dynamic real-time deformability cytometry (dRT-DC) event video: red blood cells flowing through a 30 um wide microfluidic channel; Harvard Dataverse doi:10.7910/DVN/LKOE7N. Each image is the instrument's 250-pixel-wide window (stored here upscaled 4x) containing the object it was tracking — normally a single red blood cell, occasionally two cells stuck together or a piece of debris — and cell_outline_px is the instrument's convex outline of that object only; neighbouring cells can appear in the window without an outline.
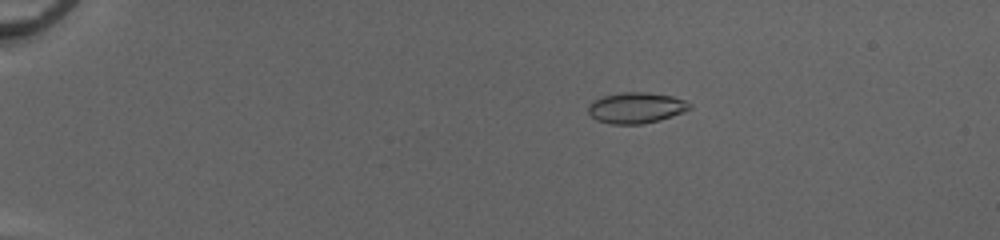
{"species": "common noctule bat (a hibernating species)", "species_latin": "Nyctalus noctula", "temperature_condition": "cold", "stored_images_in_passage": 53, "camera_frame_rate_fps": 3000, "um_per_image_px": 0.085, "animal": {"sex": "female", "body_mass_g": 20.0, "forearm_length_mm": 54.0}, "frame": {"image": 1, "passage_image": 12, "time_ms": 3.667, "image_size_px": [1000, 240], "cell_outline_px": [[692, 108], [684, 112], [660, 120], [644, 124], [612, 124], [596, 120], [588, 112], [588, 104], [592, 100], [600, 96], [624, 92], [644, 92], [672, 96], [684, 100], [692, 104]], "centroid_in_image_um": [54.06, 9.16], "position_along_channel_um": 30.9, "area_um2": 18.44}}
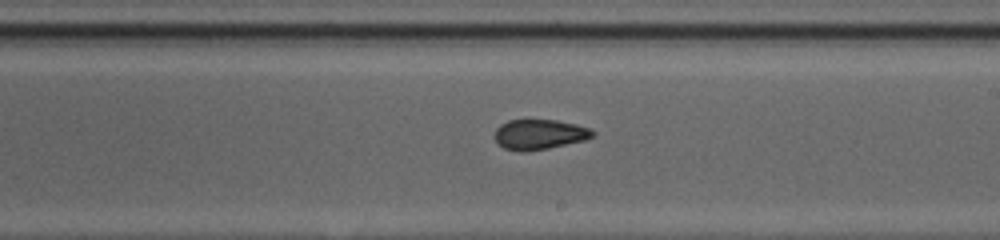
{"frame": {"image": 2, "passage_image": 34, "time_ms": 11.0, "image_size_px": [1000, 240], "cell_outline_px": [[596, 136], [584, 140], [548, 148], [524, 152], [520, 152], [504, 148], [496, 144], [492, 136], [496, 128], [500, 124], [508, 120], [556, 120], [576, 124], [592, 128], [596, 132]], "centroid_in_image_um": [45.82, 11.43], "position_along_channel_um": 243.2, "area_um2": 17.57}}
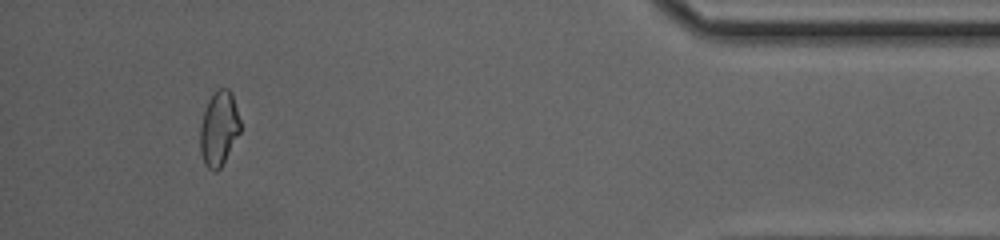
{"frame": {"image": 3, "passage_image": 50, "time_ms": 16.333, "image_size_px": [1000, 240], "cell_outline_px": [[240, 132], [220, 168], [216, 172], [212, 172], [204, 164], [200, 152], [200, 124], [208, 100], [220, 88], [228, 88], [232, 92], [240, 120]], "centroid_in_image_um": [18.6, 10.95], "position_along_channel_um": 416.6, "area_um2": 17.4}, "authors_computed_cell_mechanics": {"area_um2": 17.8024, "velocity_mm_per_s": 4.1667, "shape_relaxation_time_tau1_ms": null, "shape_relaxation_time_tau2_ms": 1.3024, "deformation_change_tau1": null, "deformation_change_tau2": 0.0691}}